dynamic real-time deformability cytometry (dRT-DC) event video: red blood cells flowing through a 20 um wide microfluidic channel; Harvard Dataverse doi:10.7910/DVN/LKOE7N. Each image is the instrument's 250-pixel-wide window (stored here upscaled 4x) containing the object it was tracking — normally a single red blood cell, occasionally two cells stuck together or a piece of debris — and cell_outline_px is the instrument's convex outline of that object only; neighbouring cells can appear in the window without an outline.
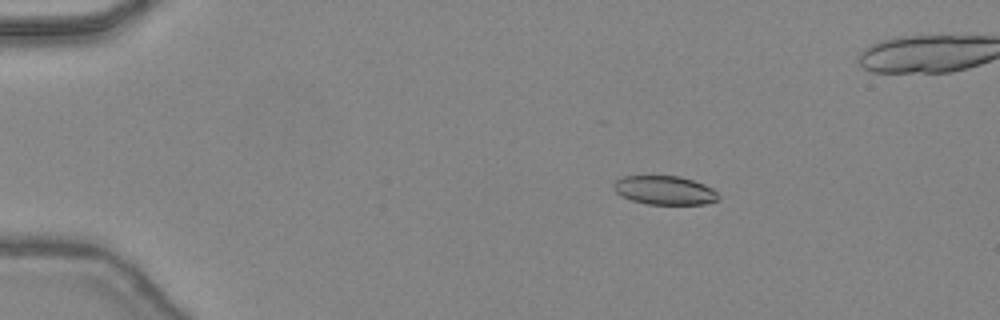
{"species": "common noctule bat (a hibernating species)", "species_latin": "Nyctalus noctula", "temperature_condition": "warm", "stored_images_in_passage": 41, "camera_frame_rate_fps": 3000, "um_per_image_px": 0.085, "animal": {"sex": "female", "body_mass_g": 24.6, "forearm_length_mm": 56.2}, "frame": {"image": 1, "passage_image": 10, "time_ms": 3.0, "image_size_px": [1000, 320], "cell_outline_px": [[720, 200], [704, 204], [648, 204], [632, 200], [620, 196], [612, 188], [612, 184], [616, 180], [624, 176], [680, 176], [704, 184], [712, 188], [720, 196]], "centroid_in_image_um": [56.49, 16.17], "position_along_channel_um": 28.5, "area_um2": 17.69}}
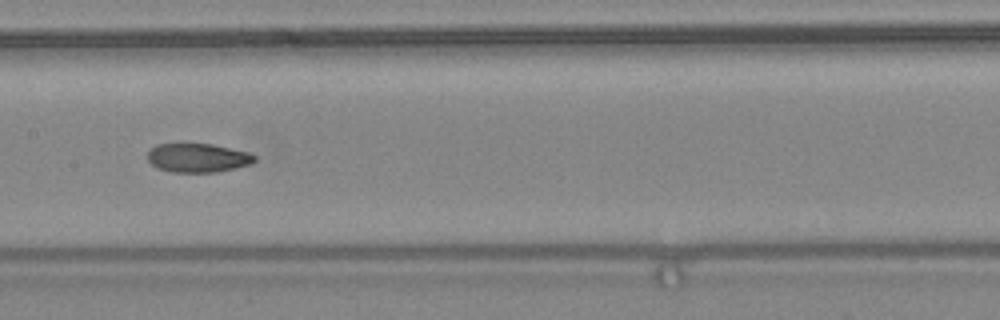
{"frame": {"image": 2, "passage_image": 26, "time_ms": 8.333, "image_size_px": [1000, 320], "cell_outline_px": [[256, 160], [252, 164], [220, 172], [172, 172], [156, 168], [148, 160], [148, 152], [156, 144], [180, 140], [212, 144], [248, 152], [256, 156]], "centroid_in_image_um": [16.78, 13.37], "position_along_channel_um": 190.6, "area_um2": 18.9}}
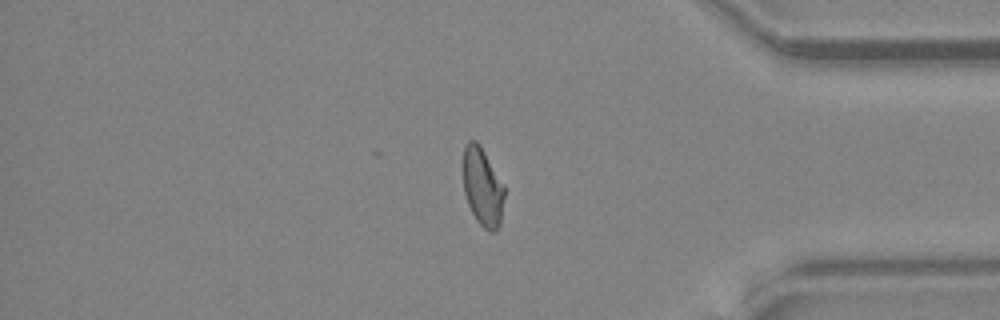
{"frame": {"image": 3, "passage_image": 41, "time_ms": 13.333, "image_size_px": [1000, 320], "cell_outline_px": [[504, 196], [500, 224], [496, 232], [488, 232], [476, 220], [468, 204], [464, 192], [460, 168], [464, 148], [468, 140], [476, 140], [480, 144], [504, 188]], "centroid_in_image_um": [40.96, 15.87], "position_along_channel_um": 394.2, "area_um2": 19.13}, "authors_computed_cell_mechanics": {"area_um2": 18.785, "velocity_mm_per_s": 4.4924, "shape_relaxation_time_tau1_ms": 10.8497, "shape_relaxation_time_tau2_ms": 2.2045, "deformation_change_tau1": 0.2562, "deformation_change_tau2": 0.0775}}